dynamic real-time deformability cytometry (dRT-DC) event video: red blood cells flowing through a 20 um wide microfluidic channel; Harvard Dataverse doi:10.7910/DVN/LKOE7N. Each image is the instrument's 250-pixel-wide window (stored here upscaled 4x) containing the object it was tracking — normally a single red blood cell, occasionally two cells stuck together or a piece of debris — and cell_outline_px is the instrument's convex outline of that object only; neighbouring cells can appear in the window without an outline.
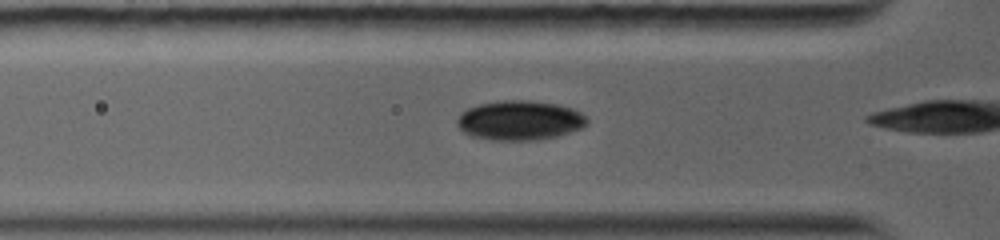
{"species": "common noctule bat (a hibernating species)", "species_latin": "Nyctalus noctula", "temperature_condition": "warm", "stored_images_in_passage": 7, "camera_frame_rate_fps": 5000, "um_per_image_px": 0.085, "animal": {"sex": "female", "body_mass_g": 19.0, "forearm_length_mm": 56.7}, "frame": {"image": 1, "passage_image": 4, "time_ms": 1.2, "image_size_px": [1000, 240], "cell_outline_px": [[588, 124], [580, 128], [556, 136], [536, 140], [492, 140], [472, 136], [464, 132], [456, 124], [456, 120], [460, 112], [468, 108], [480, 104], [500, 100], [528, 100], [560, 104], [572, 108], [580, 112], [588, 120]], "centroid_in_image_um": [44.15, 10.22], "position_along_channel_um": 81.6, "area_um2": 30.0}}